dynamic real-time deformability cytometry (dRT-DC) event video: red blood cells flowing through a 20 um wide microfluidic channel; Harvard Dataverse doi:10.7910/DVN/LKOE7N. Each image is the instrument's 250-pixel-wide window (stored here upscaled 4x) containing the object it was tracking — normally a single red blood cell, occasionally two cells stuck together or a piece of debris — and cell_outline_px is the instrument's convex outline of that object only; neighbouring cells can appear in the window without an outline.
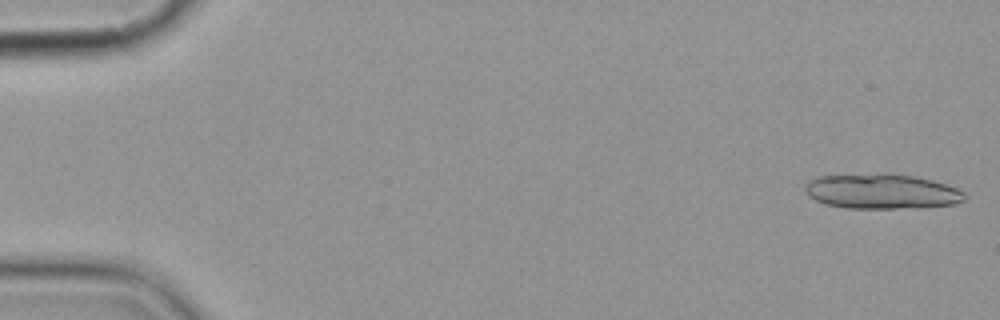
{"species": "common noctule bat (a hibernating species)", "species_latin": "Nyctalus noctula", "temperature_condition": "cold", "stored_images_in_passage": 6, "camera_frame_rate_fps": 3000, "um_per_image_px": 0.085, "animal": {"sex": "female", "body_mass_g": 19.9}, "frame": {"image": 1, "passage_image": 1, "time_ms": 0.0, "image_size_px": [1000, 320], "cell_outline_px": [[968, 196], [964, 200], [956, 204], [920, 208], [844, 208], [824, 204], [808, 196], [804, 188], [812, 180], [820, 176], [912, 176], [932, 180], [956, 188], [964, 192]], "centroid_in_image_um": [75.01, 16.33], "position_along_channel_um": 10.0, "area_um2": 31.5}}
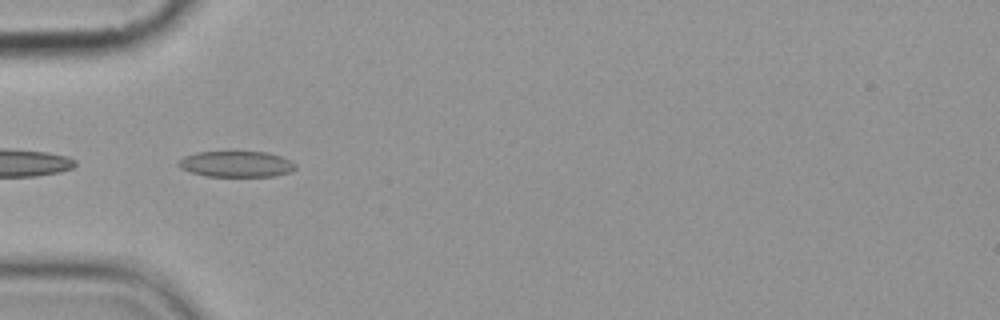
{"frame": {"image": 2, "passage_image": 6, "time_ms": 5.667, "image_size_px": [1000, 320], "cell_outline_px": [[296, 168], [292, 172], [272, 176], [204, 176], [180, 168], [176, 164], [184, 156], [196, 152], [268, 152], [292, 160], [296, 164]], "centroid_in_image_um": [20.11, 13.94], "position_along_channel_um": 64.9, "area_um2": 17.74}}